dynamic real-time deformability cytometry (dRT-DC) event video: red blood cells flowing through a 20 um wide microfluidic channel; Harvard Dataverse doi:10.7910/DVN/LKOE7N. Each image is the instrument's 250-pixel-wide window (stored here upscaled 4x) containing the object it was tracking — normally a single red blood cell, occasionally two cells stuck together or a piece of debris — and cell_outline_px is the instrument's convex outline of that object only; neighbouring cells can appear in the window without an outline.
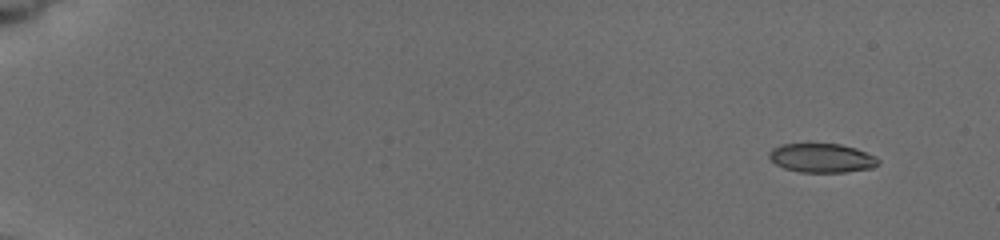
{"species": "common noctule bat (a hibernating species)", "species_latin": "Nyctalus noctula", "temperature_condition": "cold", "stored_images_in_passage": 18, "camera_frame_rate_fps": 3000, "um_per_image_px": 0.085, "animal": {"sex": "female", "body_mass_g": 19.5, "forearm_length_mm": 54.1}, "frame": {"image": 1, "passage_image": 1, "time_ms": 0.0, "image_size_px": [1000, 240], "cell_outline_px": [[880, 164], [872, 168], [844, 172], [800, 172], [784, 168], [776, 164], [768, 156], [768, 152], [772, 148], [780, 144], [840, 144], [856, 148], [876, 156], [880, 160]], "centroid_in_image_um": [69.87, 13.43], "position_along_channel_um": 15.1, "area_um2": 18.55}}
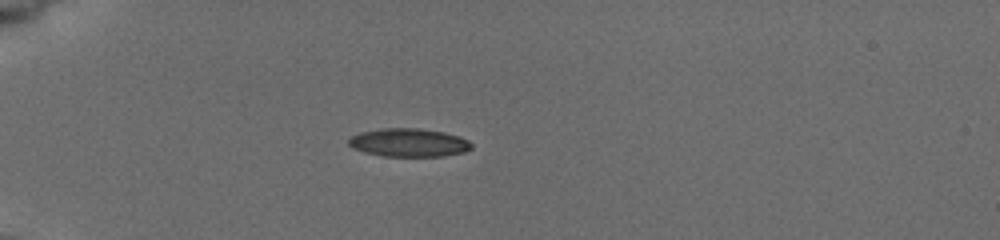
{"frame": {"image": 2, "passage_image": 13, "time_ms": 4.333, "image_size_px": [1000, 240], "cell_outline_px": [[472, 148], [464, 152], [444, 156], [384, 156], [364, 152], [352, 148], [348, 144], [348, 140], [352, 136], [360, 132], [380, 128], [416, 128], [444, 132], [460, 136], [468, 140], [472, 144]], "centroid_in_image_um": [34.75, 12.12], "position_along_channel_um": 50.3, "area_um2": 20.35}}
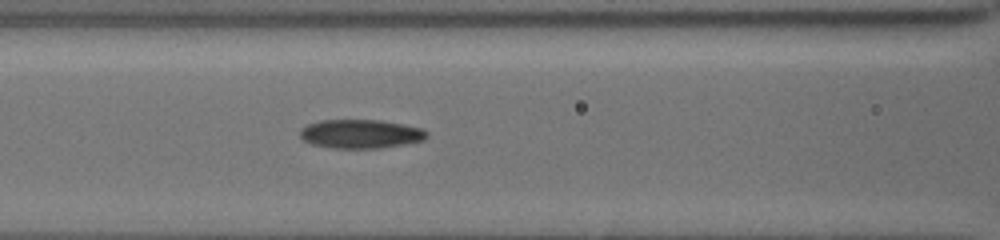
{"frame": {"image": 3, "passage_image": 18, "time_ms": 7.333, "image_size_px": [1000, 240], "cell_outline_px": [[428, 136], [424, 140], [408, 144], [380, 148], [332, 148], [312, 144], [304, 140], [300, 136], [300, 128], [308, 124], [320, 120], [380, 120], [404, 124], [420, 128], [428, 132]], "centroid_in_image_um": [30.67, 11.38], "position_along_channel_um": 135.9, "area_um2": 21.44}}